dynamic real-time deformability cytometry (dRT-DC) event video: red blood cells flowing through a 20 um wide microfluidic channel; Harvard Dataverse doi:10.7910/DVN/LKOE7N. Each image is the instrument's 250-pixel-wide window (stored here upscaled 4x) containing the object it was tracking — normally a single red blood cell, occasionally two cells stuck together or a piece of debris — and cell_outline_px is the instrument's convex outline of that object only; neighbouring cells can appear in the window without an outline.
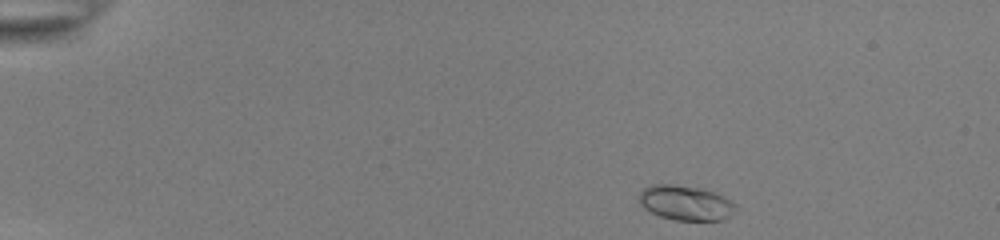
{"species": "common noctule bat (a hibernating species)", "species_latin": "Nyctalus noctula", "temperature_condition": "room temperature", "stored_images_in_passage": 11, "camera_frame_rate_fps": 3000, "um_per_image_px": 0.085, "animal": {"sex": "female", "body_mass_g": 22.0, "forearm_length_mm": 56.7}, "frame": {"image": 1, "passage_image": 1, "time_ms": 0.0, "image_size_px": [1000, 240], "cell_outline_px": [[740, 208], [732, 216], [724, 220], [676, 220], [660, 216], [644, 208], [640, 204], [640, 192], [644, 188], [652, 184], [672, 184], [704, 188], [716, 192], [724, 196], [736, 204]], "centroid_in_image_um": [58.36, 17.24], "position_along_channel_um": 26.6, "area_um2": 20.0}}